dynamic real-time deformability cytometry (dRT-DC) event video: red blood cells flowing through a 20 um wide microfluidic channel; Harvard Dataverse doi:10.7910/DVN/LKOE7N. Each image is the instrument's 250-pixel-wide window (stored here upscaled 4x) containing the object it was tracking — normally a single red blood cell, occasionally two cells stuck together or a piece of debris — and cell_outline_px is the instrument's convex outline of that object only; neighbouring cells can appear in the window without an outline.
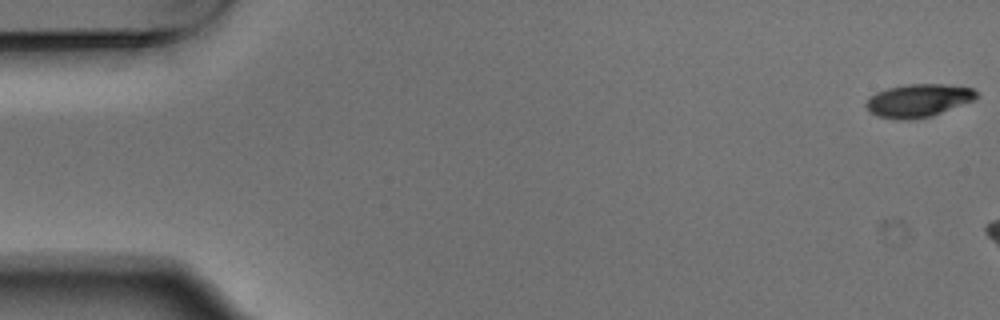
{"species": "Egyptian fruit bat (a non-hibernating species)", "species_latin": "Rousettus aegyptiacus", "temperature_condition": "warm", "stored_images_in_passage": 3, "camera_frame_rate_fps": 3000, "um_per_image_px": 0.085, "animal": {"sex": "male"}, "frame": {"image": 1, "passage_image": 1, "time_ms": 0.0, "image_size_px": [1000, 320], "cell_outline_px": [[980, 96], [972, 100], [932, 116], [912, 120], [896, 120], [876, 116], [868, 112], [864, 104], [876, 92], [888, 88], [908, 84], [944, 84], [972, 88]], "centroid_in_image_um": [78.01, 8.56], "position_along_channel_um": 7.0, "area_um2": 21.27}}